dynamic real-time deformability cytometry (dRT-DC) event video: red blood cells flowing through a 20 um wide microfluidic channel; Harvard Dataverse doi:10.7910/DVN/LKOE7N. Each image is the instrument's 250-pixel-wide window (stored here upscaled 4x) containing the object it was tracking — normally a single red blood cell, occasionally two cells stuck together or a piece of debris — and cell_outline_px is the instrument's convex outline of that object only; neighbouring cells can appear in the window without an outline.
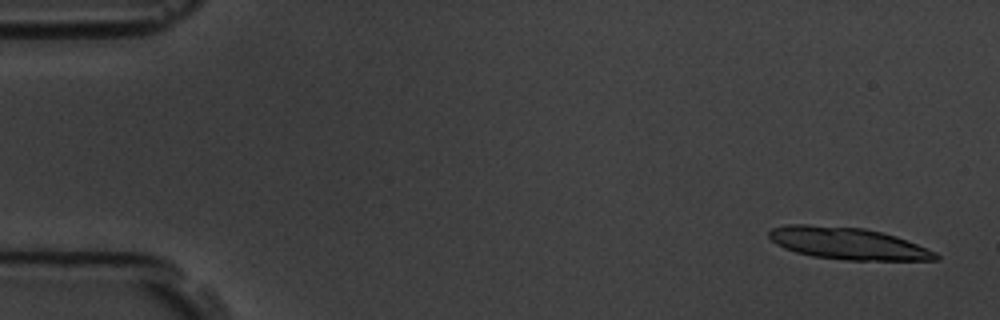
{"species": "common noctule bat (a hibernating species)", "species_latin": "Nyctalus noctula", "temperature_condition": "room temperature", "stored_images_in_passage": 6, "camera_frame_rate_fps": 3000, "um_per_image_px": 0.085, "animal": {"sex": "male", "body_mass_g": 19.5, "forearm_length_mm": 54.6}, "frame": {"image": 1, "passage_image": 1, "time_ms": 0.0, "image_size_px": [1000, 320], "cell_outline_px": [[940, 260], [844, 260], [812, 256], [796, 252], [784, 248], [776, 244], [768, 236], [768, 232], [772, 228], [784, 224], [808, 224], [864, 228], [896, 236], [936, 252], [940, 256]], "centroid_in_image_um": [72.03, 20.69], "position_along_channel_um": 13.0, "area_um2": 31.1}}